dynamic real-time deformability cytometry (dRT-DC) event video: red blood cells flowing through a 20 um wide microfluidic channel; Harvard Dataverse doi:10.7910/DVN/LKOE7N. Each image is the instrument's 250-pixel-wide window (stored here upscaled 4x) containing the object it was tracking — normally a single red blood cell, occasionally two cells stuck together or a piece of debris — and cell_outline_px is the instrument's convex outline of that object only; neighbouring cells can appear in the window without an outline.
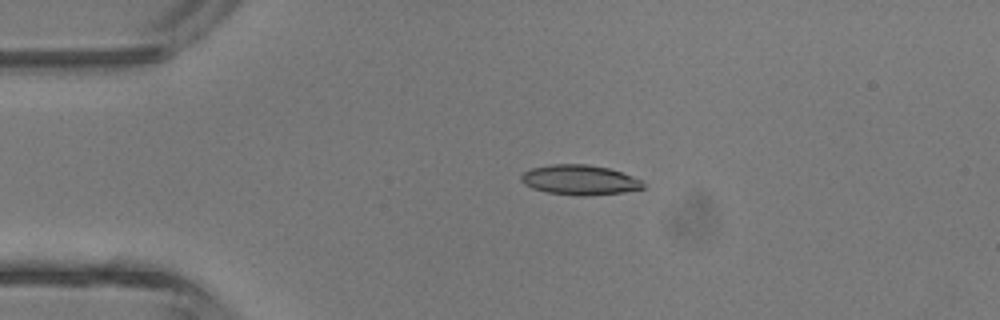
{"species": "common noctule bat (a hibernating species)", "species_latin": "Nyctalus noctula", "temperature_condition": "room temperature", "stored_images_in_passage": 2, "camera_frame_rate_fps": 3000, "um_per_image_px": 0.085, "animal": {"sex": "male", "body_mass_g": 13.3}, "frame": {"image": 1, "passage_image": 1, "time_ms": 0.0, "image_size_px": [1000, 320], "cell_outline_px": [[644, 188], [624, 192], [584, 196], [580, 196], [548, 192], [532, 188], [524, 184], [520, 180], [520, 176], [524, 172], [532, 168], [552, 164], [588, 164], [608, 168], [632, 176], [640, 180], [644, 184]], "centroid_in_image_um": [49.25, 15.29], "position_along_channel_um": 35.7, "area_um2": 21.15}}